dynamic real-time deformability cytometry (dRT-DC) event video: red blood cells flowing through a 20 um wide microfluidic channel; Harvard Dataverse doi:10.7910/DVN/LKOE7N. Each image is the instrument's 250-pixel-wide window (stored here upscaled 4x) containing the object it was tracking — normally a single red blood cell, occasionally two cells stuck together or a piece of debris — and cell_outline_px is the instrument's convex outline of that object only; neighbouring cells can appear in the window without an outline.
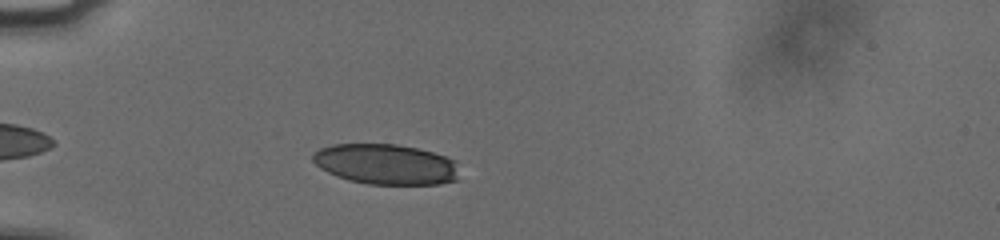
{"species": "human", "species_latin": "Homo sapiens", "temperature_condition": "cold", "stored_images_in_passage": 36, "camera_frame_rate_fps": 3000, "um_per_image_px": 0.085, "donor": {"sex": "male"}, "frame": {"image": 1, "passage_image": 5, "time_ms": 1.333, "image_size_px": [1000, 240], "cell_outline_px": [[460, 180], [440, 184], [368, 184], [348, 180], [336, 176], [320, 168], [312, 160], [312, 156], [320, 148], [332, 144], [396, 144], [416, 148], [432, 152], [456, 160]], "centroid_in_image_um": [32.83, 13.97], "position_along_channel_um": 52.2, "area_um2": 34.68}}
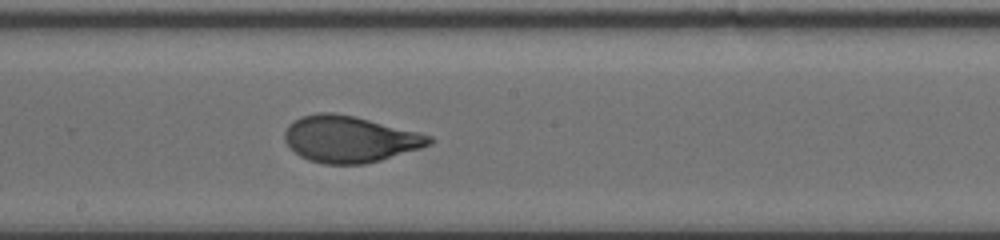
{"frame": {"image": 2, "passage_image": 20, "time_ms": 6.333, "image_size_px": [1000, 240], "cell_outline_px": [[432, 144], [420, 148], [380, 160], [364, 164], [324, 164], [308, 160], [300, 156], [284, 140], [284, 132], [288, 124], [300, 116], [320, 112], [332, 112], [352, 116], [432, 136]], "centroid_in_image_um": [29.67, 11.83], "position_along_channel_um": 218.5, "area_um2": 38.67}}
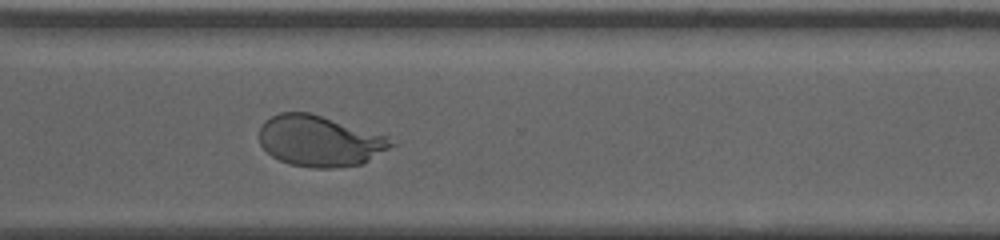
{"frame": {"image": 3, "passage_image": 30, "time_ms": 9.667, "image_size_px": [1000, 240], "cell_outline_px": [[396, 144], [364, 164], [332, 168], [312, 168], [292, 164], [280, 160], [272, 156], [260, 144], [260, 124], [264, 120], [280, 112], [308, 112], [388, 136]], "centroid_in_image_um": [27.18, 11.99], "position_along_channel_um": 343.4, "area_um2": 39.07}, "authors_computed_cell_mechanics": {"area_um2": 38.6393, "velocity_mm_per_s": 3.762, "shape_relaxation_time_tau1_ms": 4.4654, "shape_relaxation_time_tau2_ms": null, "deformation_change_tau1": 0.2075, "deformation_change_tau2": null}}